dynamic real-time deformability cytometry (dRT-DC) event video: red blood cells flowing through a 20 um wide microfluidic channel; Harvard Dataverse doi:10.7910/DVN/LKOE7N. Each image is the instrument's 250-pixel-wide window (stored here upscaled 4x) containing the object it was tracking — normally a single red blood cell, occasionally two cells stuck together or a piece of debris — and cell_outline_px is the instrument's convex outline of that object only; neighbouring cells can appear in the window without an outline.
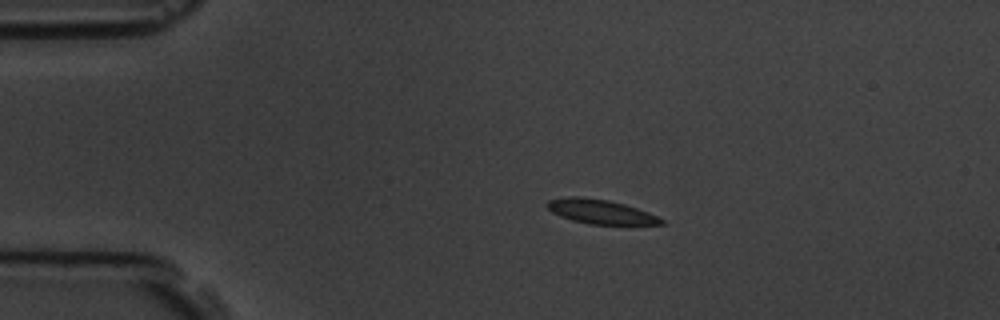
{"species": "common noctule bat (a hibernating species)", "species_latin": "Nyctalus noctula", "temperature_condition": "room temperature", "stored_images_in_passage": 6, "camera_frame_rate_fps": 3000, "um_per_image_px": 0.085, "animal": {"sex": "male", "body_mass_g": 19.5, "forearm_length_mm": 54.6}, "frame": {"image": 1, "passage_image": 1, "time_ms": 0.0, "image_size_px": [1000, 320], "cell_outline_px": [[668, 224], [588, 224], [572, 220], [560, 216], [552, 212], [544, 204], [548, 200], [568, 196], [580, 196], [608, 200], [624, 204], [648, 212], [664, 220]], "centroid_in_image_um": [51.01, 17.98], "position_along_channel_um": 34.0, "area_um2": 16.13}}
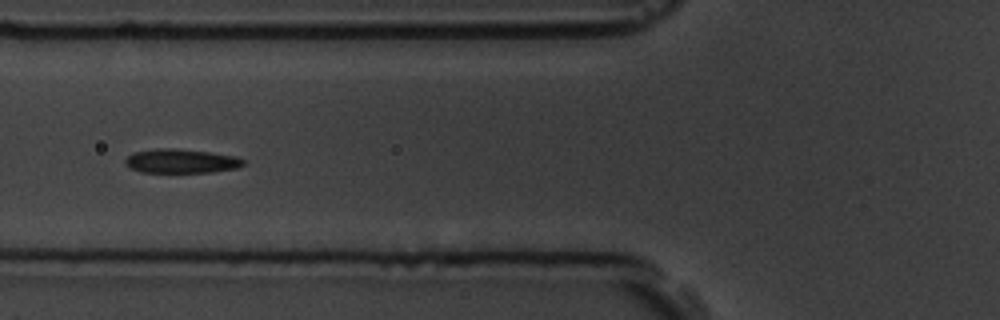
{"frame": {"image": 2, "passage_image": 4, "time_ms": 3.333, "image_size_px": [1000, 320], "cell_outline_px": [[244, 164], [236, 168], [212, 172], [140, 172], [128, 168], [124, 164], [124, 160], [132, 152], [160, 148], [172, 148], [212, 152], [236, 156], [244, 160]], "centroid_in_image_um": [15.35, 13.69], "position_along_channel_um": 110.4, "area_um2": 16.7}}
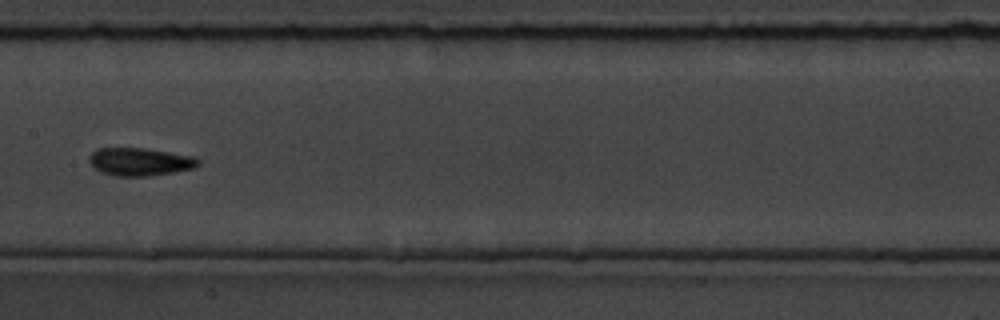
{"frame": {"image": 3, "passage_image": 6, "time_ms": 5.667, "image_size_px": [1000, 320], "cell_outline_px": [[200, 164], [192, 168], [172, 172], [148, 176], [112, 176], [100, 172], [88, 160], [88, 156], [96, 148], [144, 148], [196, 156], [200, 160]], "centroid_in_image_um": [11.88, 13.74], "position_along_channel_um": 195.5, "area_um2": 17.8}}